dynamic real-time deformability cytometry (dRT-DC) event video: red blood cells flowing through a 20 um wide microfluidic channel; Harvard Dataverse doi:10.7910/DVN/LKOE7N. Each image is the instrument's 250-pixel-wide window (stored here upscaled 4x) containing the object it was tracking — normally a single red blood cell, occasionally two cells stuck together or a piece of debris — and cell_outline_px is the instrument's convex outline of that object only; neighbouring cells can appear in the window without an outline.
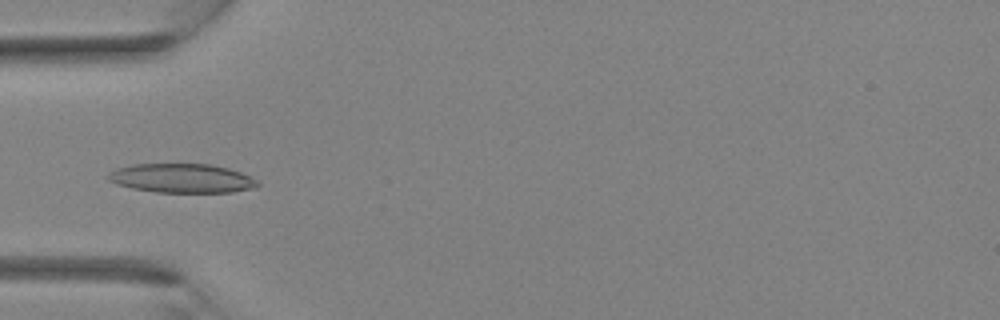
{"species": "Egyptian fruit bat (a non-hibernating species)", "species_latin": "Rousettus aegyptiacus", "temperature_condition": "room temperature", "stored_images_in_passage": 35, "camera_frame_rate_fps": 3000, "um_per_image_px": 0.085, "animal": {"sex": "female"}, "frame": {"image": 1, "passage_image": 11, "time_ms": 3.333, "image_size_px": [1000, 320], "cell_outline_px": [[260, 184], [256, 188], [232, 192], [156, 192], [132, 188], [116, 184], [108, 180], [108, 172], [116, 168], [132, 164], [212, 164], [228, 168], [240, 172], [256, 180]], "centroid_in_image_um": [15.44, 15.15], "position_along_channel_um": 69.6, "area_um2": 25.37}}
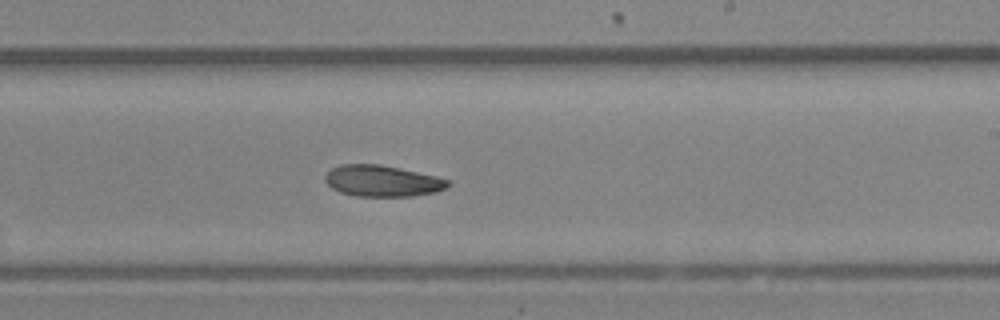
{"frame": {"image": 2, "passage_image": 21, "time_ms": 6.667, "image_size_px": [1000, 320], "cell_outline_px": [[448, 188], [436, 192], [412, 196], [356, 196], [340, 192], [332, 188], [324, 180], [324, 176], [332, 168], [340, 164], [380, 164], [400, 168], [436, 176], [448, 180]], "centroid_in_image_um": [32.48, 15.38], "position_along_channel_um": 256.5, "area_um2": 22.37}}
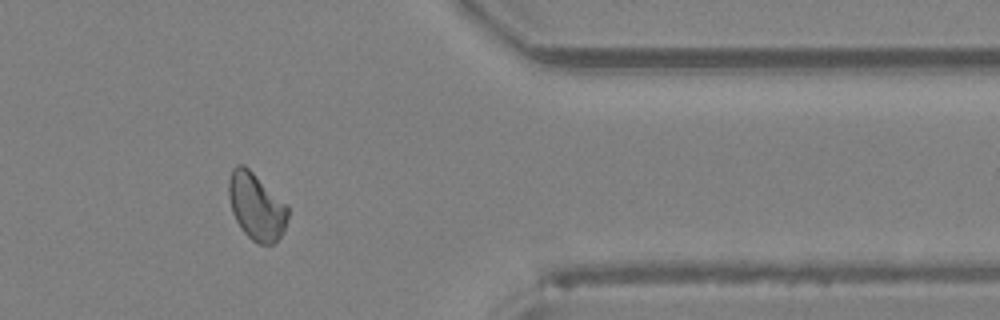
{"frame": {"image": 3, "passage_image": 29, "time_ms": 9.333, "image_size_px": [1000, 320], "cell_outline_px": [[288, 216], [284, 232], [272, 244], [260, 244], [252, 240], [244, 232], [236, 220], [232, 212], [228, 196], [228, 180], [232, 168], [236, 164], [244, 164], [288, 204]], "centroid_in_image_um": [21.79, 17.52], "position_along_channel_um": 389.6, "area_um2": 23.29}}